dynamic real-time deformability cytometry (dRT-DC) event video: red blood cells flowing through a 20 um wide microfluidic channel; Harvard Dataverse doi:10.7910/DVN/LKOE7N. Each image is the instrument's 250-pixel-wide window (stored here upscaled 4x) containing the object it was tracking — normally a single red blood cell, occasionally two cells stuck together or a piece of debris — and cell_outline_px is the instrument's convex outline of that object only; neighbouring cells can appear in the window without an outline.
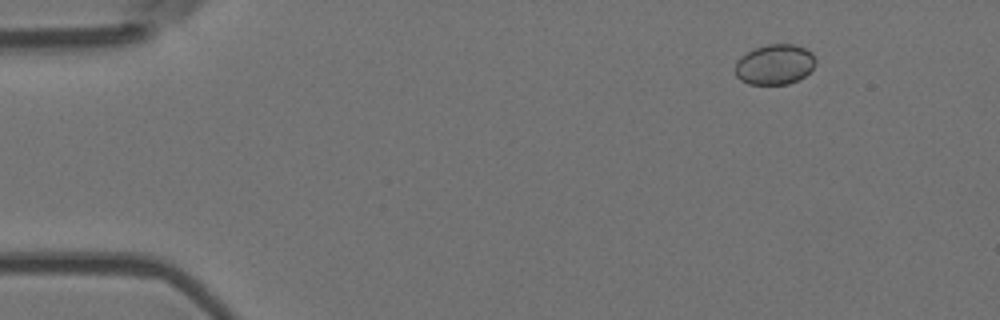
{"species": "Egyptian fruit bat (a non-hibernating species)", "species_latin": "Rousettus aegyptiacus", "temperature_condition": "room temperature", "stored_images_in_passage": 9, "camera_frame_rate_fps": 3000, "um_per_image_px": 0.085, "animal": {"sex": "female"}, "frame": {"image": 1, "passage_image": 2, "time_ms": 0.333, "image_size_px": [1000, 320], "cell_outline_px": [[816, 64], [800, 80], [788, 84], [748, 84], [740, 80], [736, 76], [736, 60], [740, 56], [756, 48], [768, 44], [792, 44], [804, 48], [812, 52], [816, 60]], "centroid_in_image_um": [65.86, 5.49], "position_along_channel_um": 19.1, "area_um2": 18.9}}
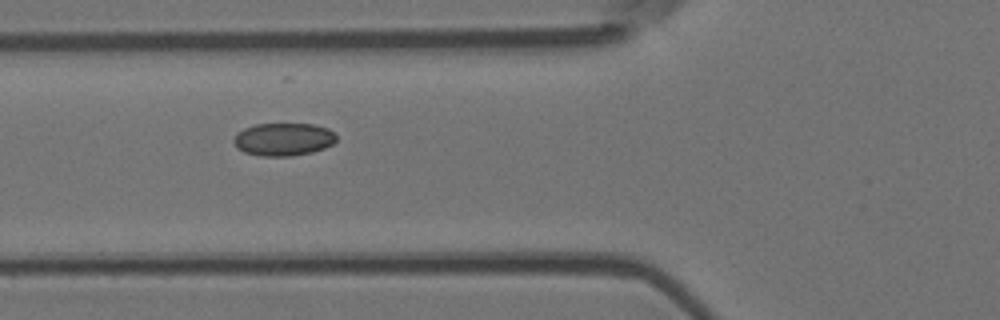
{"frame": {"image": 2, "passage_image": 6, "time_ms": 1.667, "image_size_px": [1000, 320], "cell_outline_px": [[336, 140], [332, 144], [324, 148], [312, 152], [292, 156], [260, 156], [244, 152], [236, 148], [232, 140], [236, 132], [244, 128], [256, 124], [312, 124], [328, 128], [336, 136]], "centroid_in_image_um": [24.05, 11.84], "position_along_channel_um": 101.8, "area_um2": 19.77}}
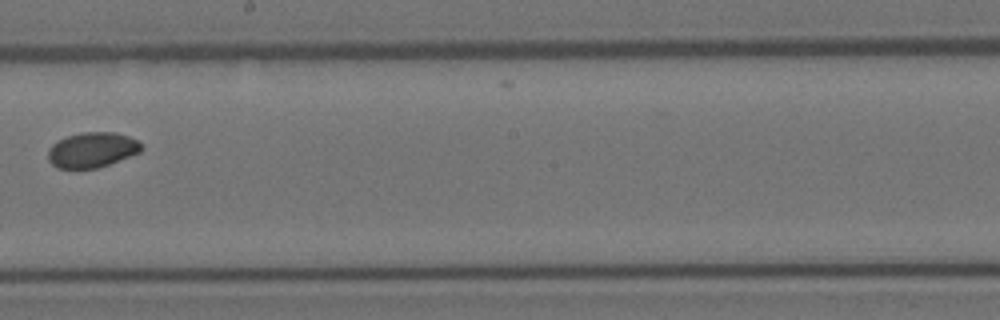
{"frame": {"image": 3, "passage_image": 9, "time_ms": 2.667, "image_size_px": [1000, 320], "cell_outline_px": [[144, 148], [140, 152], [108, 164], [96, 168], [56, 168], [48, 160], [48, 148], [52, 144], [68, 136], [80, 132], [116, 132], [128, 136], [136, 140]], "centroid_in_image_um": [7.81, 12.73], "position_along_channel_um": 240.4, "area_um2": 19.02}}